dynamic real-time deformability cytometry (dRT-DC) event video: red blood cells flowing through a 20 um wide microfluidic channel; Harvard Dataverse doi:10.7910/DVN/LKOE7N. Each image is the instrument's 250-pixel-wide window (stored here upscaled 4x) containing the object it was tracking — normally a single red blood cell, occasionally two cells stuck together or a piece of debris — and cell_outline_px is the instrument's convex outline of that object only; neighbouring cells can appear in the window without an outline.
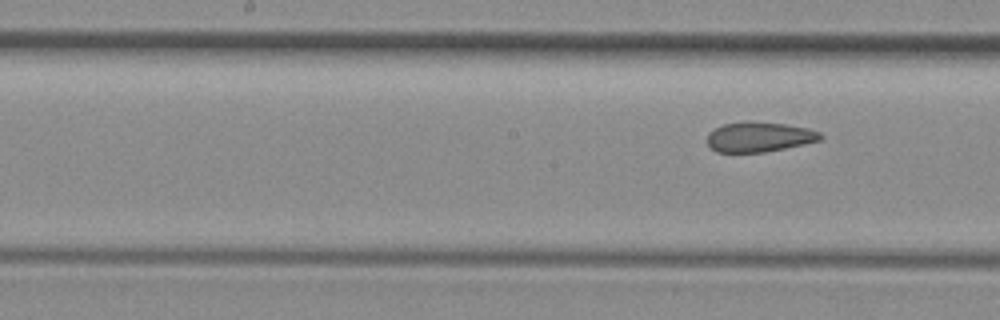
{"species": "common noctule bat (a hibernating species)", "species_latin": "Nyctalus noctula", "temperature_condition": "room temperature", "stored_images_in_passage": 8, "camera_frame_rate_fps": 3000, "um_per_image_px": 0.085, "animal": {"sex": "female", "body_mass_g": 29.2, "forearm_length_mm": 56.3}, "frame": {"image": 1, "passage_image": 8, "time_ms": 2.333, "image_size_px": [1000, 320], "cell_outline_px": [[824, 136], [820, 140], [804, 144], [764, 152], [716, 152], [708, 144], [708, 132], [724, 124], [744, 120], [784, 124], [808, 128], [820, 132]], "centroid_in_image_um": [64.53, 11.63], "position_along_channel_um": 183.7, "area_um2": 19.77}}